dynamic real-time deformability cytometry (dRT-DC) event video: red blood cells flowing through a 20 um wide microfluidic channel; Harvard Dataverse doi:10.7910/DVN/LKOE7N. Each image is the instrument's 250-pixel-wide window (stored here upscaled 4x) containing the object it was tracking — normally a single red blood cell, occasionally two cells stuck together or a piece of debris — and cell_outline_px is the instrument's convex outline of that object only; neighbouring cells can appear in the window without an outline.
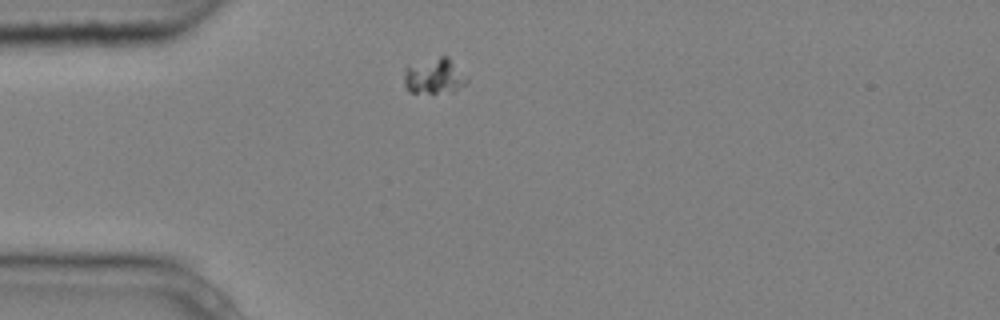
{"species": "common noctule bat (a hibernating species)", "species_latin": "Nyctalus noctula", "temperature_condition": "cold", "stored_images_in_passage": 3, "camera_frame_rate_fps": 3000, "um_per_image_px": 0.085, "animal": {"sex": "male", "body_mass_g": 20.4}, "frame": {"image": 1, "passage_image": 1, "time_ms": 0.0, "image_size_px": [1000, 320], "cell_outline_px": [[468, 80], [464, 84], [452, 92], [408, 92], [404, 84], [404, 68], [440, 56], [448, 56]], "centroid_in_image_um": [36.88, 6.48], "position_along_channel_um": 48.1, "area_um2": 12.6}}
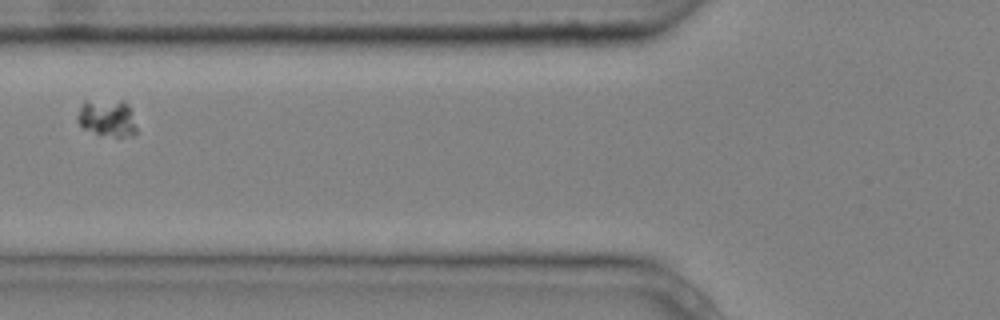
{"frame": {"image": 2, "passage_image": 3, "time_ms": 0.667, "image_size_px": [1000, 320], "cell_outline_px": [[136, 132], [132, 136], [100, 136], [84, 128], [76, 120], [76, 116], [84, 100], [124, 100], [128, 104], [136, 128]], "centroid_in_image_um": [9.08, 10.02], "position_along_channel_um": 116.7, "area_um2": 12.95}}